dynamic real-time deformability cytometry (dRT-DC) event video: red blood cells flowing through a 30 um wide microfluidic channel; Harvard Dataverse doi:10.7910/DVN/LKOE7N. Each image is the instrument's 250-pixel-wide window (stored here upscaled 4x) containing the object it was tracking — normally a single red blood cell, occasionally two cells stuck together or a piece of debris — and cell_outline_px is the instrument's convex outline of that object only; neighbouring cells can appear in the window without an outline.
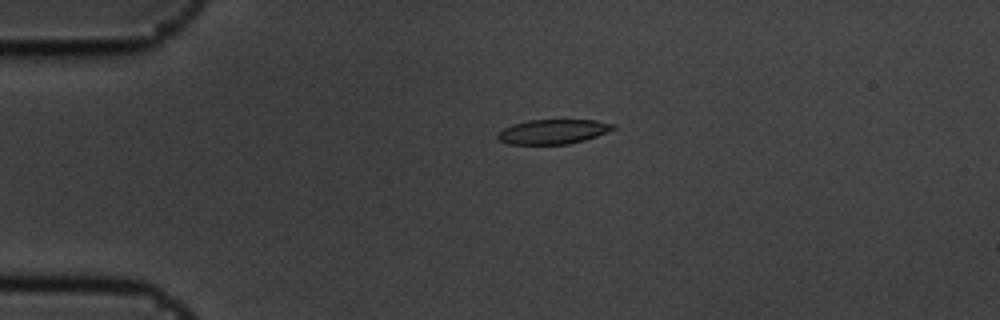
{"species": "common noctule bat (a hibernating species)", "species_latin": "Nyctalus noctula", "temperature_condition": "cold", "stored_images_in_passage": 2, "camera_frame_rate_fps": 3000, "um_per_image_px": 0.085, "animal": {"sex": "male", "body_mass_g": 19.5, "forearm_length_mm": 54.6}, "frame": {"image": 1, "passage_image": 1, "time_ms": 0.0, "image_size_px": [1000, 320], "cell_outline_px": [[616, 128], [596, 136], [584, 140], [568, 144], [508, 144], [500, 140], [496, 136], [496, 132], [512, 124], [528, 120], [596, 120], [616, 124]], "centroid_in_image_um": [46.99, 11.18], "position_along_channel_um": 38.0, "area_um2": 16.59}}